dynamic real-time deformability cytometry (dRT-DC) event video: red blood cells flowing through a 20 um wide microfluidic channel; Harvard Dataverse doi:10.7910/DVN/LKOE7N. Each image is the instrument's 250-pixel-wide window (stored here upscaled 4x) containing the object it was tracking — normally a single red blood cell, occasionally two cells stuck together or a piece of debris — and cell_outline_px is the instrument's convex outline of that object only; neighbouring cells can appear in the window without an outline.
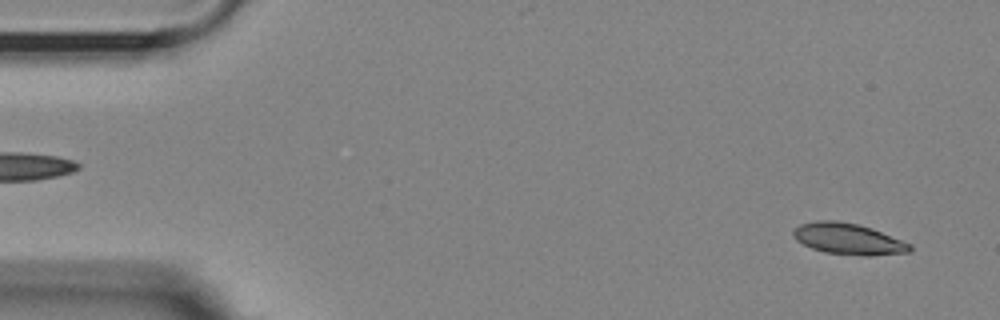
{"species": "Egyptian fruit bat (a non-hibernating species)", "species_latin": "Rousettus aegyptiacus", "temperature_condition": "room temperature", "stored_images_in_passage": 14, "camera_frame_rate_fps": 3000, "um_per_image_px": 0.085, "animal": {"sex": "female"}, "frame": {"image": 1, "passage_image": 3, "time_ms": 0.667, "image_size_px": [1000, 320], "cell_outline_px": [[912, 252], [868, 256], [864, 256], [824, 252], [812, 248], [796, 240], [792, 236], [792, 232], [800, 224], [816, 220], [836, 220], [856, 224], [872, 228], [912, 244]], "centroid_in_image_um": [72.12, 20.31], "position_along_channel_um": 12.9, "area_um2": 21.27}}